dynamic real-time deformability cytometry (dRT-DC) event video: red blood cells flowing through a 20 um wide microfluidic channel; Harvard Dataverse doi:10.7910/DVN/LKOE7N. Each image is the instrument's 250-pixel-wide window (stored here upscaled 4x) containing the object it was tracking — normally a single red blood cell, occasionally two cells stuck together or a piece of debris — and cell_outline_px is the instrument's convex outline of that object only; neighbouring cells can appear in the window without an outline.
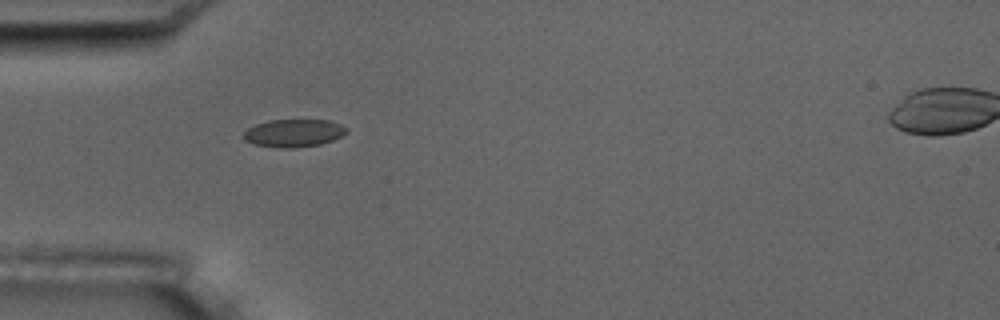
{"species": "common noctule bat (a hibernating species)", "species_latin": "Nyctalus noctula", "temperature_condition": "room temperature", "stored_images_in_passage": 6, "camera_frame_rate_fps": 3000, "um_per_image_px": 0.085, "animal": {"sex": "male", "body_mass_g": 17.5, "forearm_length_mm": 52.3}, "frame": {"image": 1, "passage_image": 1, "time_ms": 0.0, "image_size_px": [1000, 320], "cell_outline_px": [[348, 132], [332, 140], [320, 144], [296, 148], [276, 148], [252, 144], [244, 140], [244, 132], [248, 128], [256, 124], [268, 120], [328, 120], [340, 124], [348, 128]], "centroid_in_image_um": [24.95, 11.32], "position_along_channel_um": 60.1, "area_um2": 16.76}}
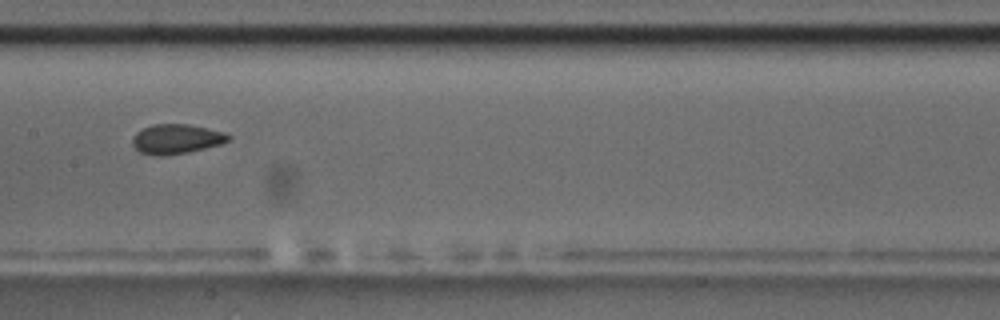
{"frame": {"image": 2, "passage_image": 4, "time_ms": 3.667, "image_size_px": [1000, 320], "cell_outline_px": [[232, 136], [228, 140], [220, 144], [188, 152], [164, 156], [156, 156], [140, 152], [132, 144], [132, 136], [136, 132], [152, 124], [188, 124], [224, 132]], "centroid_in_image_um": [14.96, 11.81], "position_along_channel_um": 192.4, "area_um2": 16.53}}
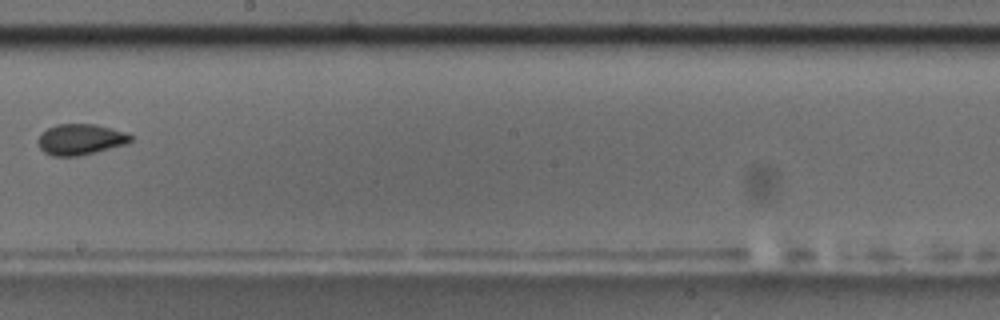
{"frame": {"image": 3, "passage_image": 5, "time_ms": 5.0, "image_size_px": [1000, 320], "cell_outline_px": [[132, 140], [128, 144], [96, 152], [76, 156], [52, 156], [44, 152], [40, 148], [40, 136], [48, 128], [56, 124], [96, 124], [128, 132], [132, 136]], "centroid_in_image_um": [6.91, 11.84], "position_along_channel_um": 241.3, "area_um2": 16.65}}